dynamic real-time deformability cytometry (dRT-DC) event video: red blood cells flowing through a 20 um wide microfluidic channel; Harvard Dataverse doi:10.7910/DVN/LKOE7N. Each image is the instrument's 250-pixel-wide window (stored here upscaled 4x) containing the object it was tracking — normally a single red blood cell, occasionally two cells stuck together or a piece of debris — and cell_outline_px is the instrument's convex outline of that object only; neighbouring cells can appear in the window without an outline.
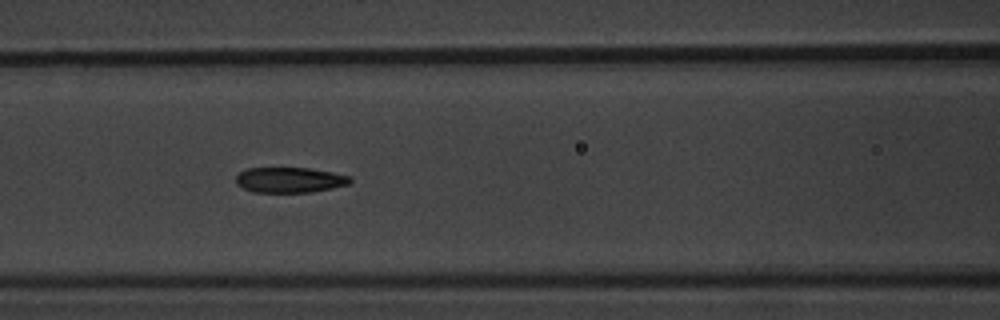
{"species": "common noctule bat (a hibernating species)", "species_latin": "Nyctalus noctula", "temperature_condition": "warm", "stored_images_in_passage": 9, "camera_frame_rate_fps": 3000, "um_per_image_px": 0.085, "animal": {"sex": "male", "body_mass_g": 20.1, "forearm_length_mm": 53.5}, "frame": {"image": 1, "passage_image": 6, "time_ms": 7.0, "image_size_px": [1000, 320], "cell_outline_px": [[352, 180], [348, 184], [332, 188], [312, 192], [252, 192], [236, 184], [236, 176], [244, 168], [308, 168], [332, 172], [352, 176]], "centroid_in_image_um": [24.62, 15.29], "position_along_channel_um": 142.0, "area_um2": 16.94}}
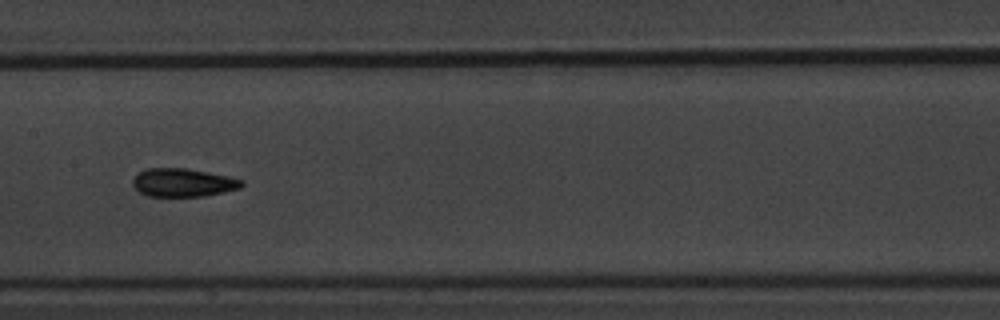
{"frame": {"image": 2, "passage_image": 7, "time_ms": 8.333, "image_size_px": [1000, 320], "cell_outline_px": [[244, 184], [240, 188], [224, 192], [204, 196], [148, 196], [140, 192], [132, 184], [132, 180], [140, 172], [148, 168], [184, 168], [208, 172], [228, 176], [244, 180]], "centroid_in_image_um": [15.58, 15.52], "position_along_channel_um": 191.8, "area_um2": 17.86}}
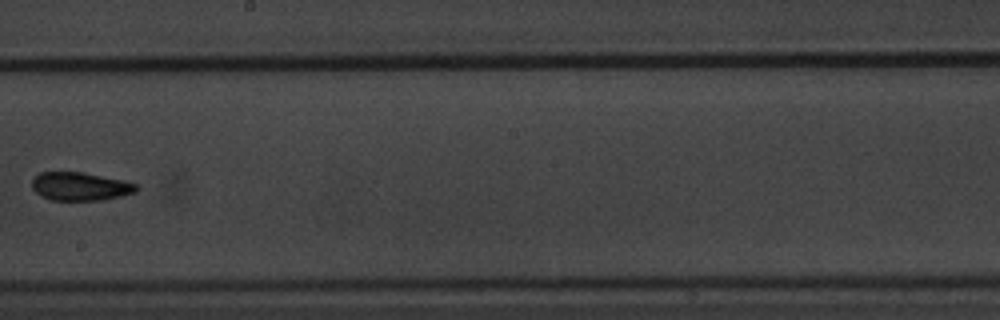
{"frame": {"image": 3, "passage_image": 8, "time_ms": 9.667, "image_size_px": [1000, 320], "cell_outline_px": [[140, 188], [136, 192], [104, 200], [52, 200], [40, 196], [32, 188], [32, 180], [40, 172], [84, 172], [124, 180], [136, 184]], "centroid_in_image_um": [6.83, 15.84], "position_along_channel_um": 241.4, "area_um2": 17.34}}